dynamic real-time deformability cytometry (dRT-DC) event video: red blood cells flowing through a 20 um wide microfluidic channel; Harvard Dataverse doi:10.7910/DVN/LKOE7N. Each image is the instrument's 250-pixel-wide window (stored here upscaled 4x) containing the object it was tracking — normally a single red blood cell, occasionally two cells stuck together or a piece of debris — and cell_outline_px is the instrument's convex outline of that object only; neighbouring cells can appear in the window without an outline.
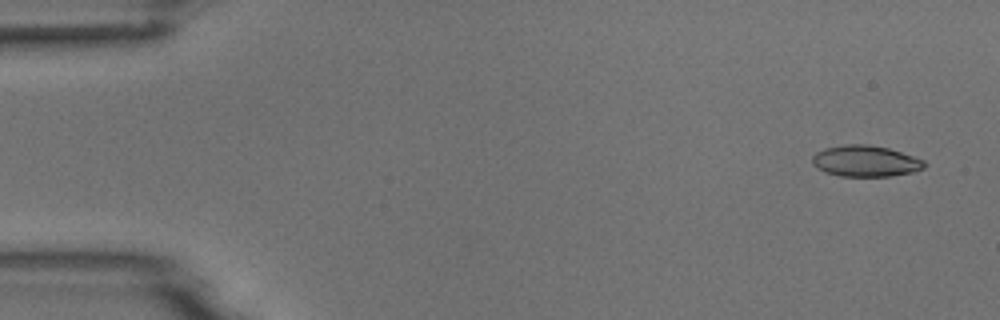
{"species": "common noctule bat (a hibernating species)", "species_latin": "Nyctalus noctula", "temperature_condition": "room temperature", "stored_images_in_passage": 7, "camera_frame_rate_fps": 3000, "um_per_image_px": 0.085, "animal": {"sex": "male", "body_mass_g": 18.8}, "frame": {"image": 1, "passage_image": 1, "time_ms": 0.0, "image_size_px": [1000, 320], "cell_outline_px": [[928, 164], [924, 168], [912, 172], [892, 176], [840, 176], [824, 172], [816, 168], [812, 164], [812, 156], [816, 152], [824, 148], [844, 144], [868, 144], [888, 148], [924, 160]], "centroid_in_image_um": [73.54, 13.69], "position_along_channel_um": 11.5, "area_um2": 20.52}}
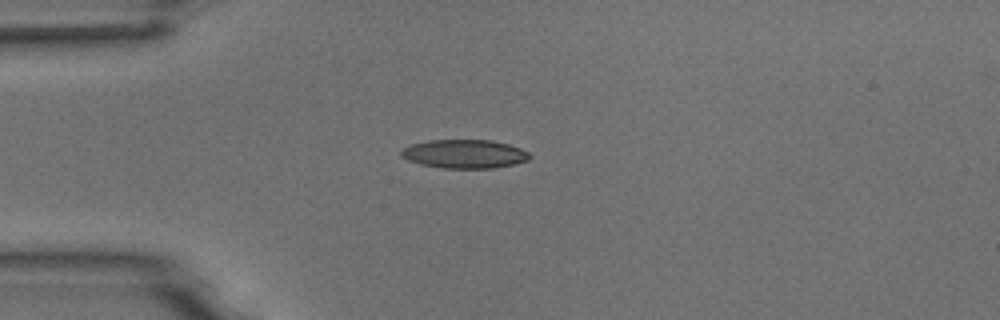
{"frame": {"image": 2, "passage_image": 4, "time_ms": 3.667, "image_size_px": [1000, 320], "cell_outline_px": [[532, 156], [528, 160], [512, 164], [492, 168], [440, 168], [420, 164], [408, 160], [400, 156], [400, 152], [404, 148], [412, 144], [428, 140], [492, 140], [508, 144], [520, 148], [528, 152]], "centroid_in_image_um": [39.47, 13.08], "position_along_channel_um": 45.5, "area_um2": 21.44}}